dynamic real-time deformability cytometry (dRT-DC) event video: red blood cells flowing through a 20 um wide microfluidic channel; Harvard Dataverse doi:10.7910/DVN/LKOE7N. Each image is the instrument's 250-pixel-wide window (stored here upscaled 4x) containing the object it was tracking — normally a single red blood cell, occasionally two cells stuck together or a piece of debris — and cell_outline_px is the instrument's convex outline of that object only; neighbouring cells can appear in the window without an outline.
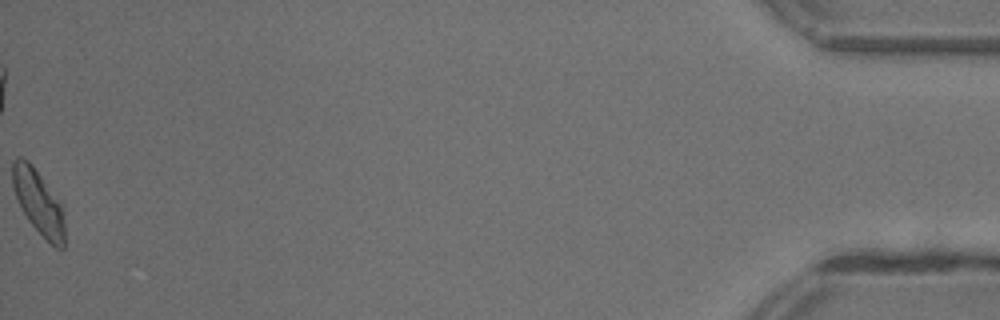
{"species": "common noctule bat (a hibernating species)", "species_latin": "Nyctalus noctula", "temperature_condition": "warm", "stored_images_in_passage": 49, "camera_frame_rate_fps": 3000, "um_per_image_px": 0.085, "animal": {"sex": "female"}, "frame": {"image": 1, "passage_image": 49, "time_ms": 16.0, "image_size_px": [1000, 320], "cell_outline_px": [[64, 248], [56, 248], [28, 220], [16, 196], [12, 184], [12, 160], [16, 156], [20, 156], [28, 160], [32, 164], [64, 208]], "centroid_in_image_um": [3.26, 17.13], "position_along_channel_um": 431.9, "area_um2": 19.31}, "authors_computed_cell_mechanics": {"area_um2": 19.7676, "velocity_mm_per_s": 4.3699, "shape_relaxation_time_tau1_ms": 4.5671, "shape_relaxation_time_tau2_ms": 4.7103, "deformation_change_tau1": 0.1468, "deformation_change_tau2": 0.111}}